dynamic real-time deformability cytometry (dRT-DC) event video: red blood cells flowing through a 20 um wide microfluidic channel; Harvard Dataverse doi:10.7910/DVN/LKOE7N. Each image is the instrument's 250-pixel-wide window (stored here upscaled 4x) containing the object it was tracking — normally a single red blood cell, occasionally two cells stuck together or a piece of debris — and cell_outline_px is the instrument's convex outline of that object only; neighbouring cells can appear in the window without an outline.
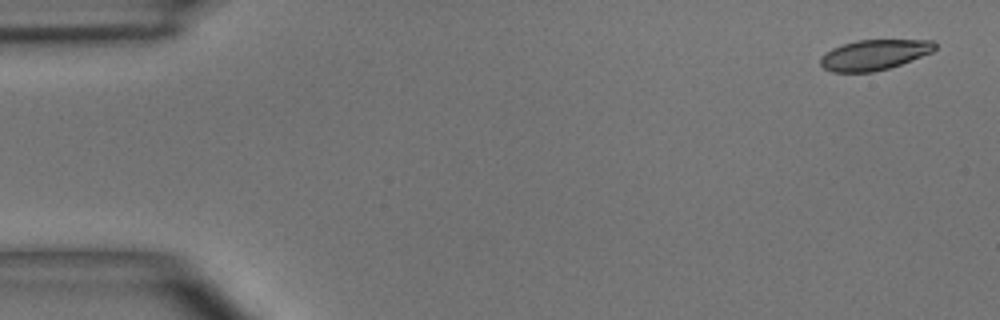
{"species": "common noctule bat (a hibernating species)", "species_latin": "Nyctalus noctula", "temperature_condition": "room temperature", "stored_images_in_passage": 4, "camera_frame_rate_fps": 3000, "um_per_image_px": 0.085, "animal": {"sex": "male", "body_mass_g": 15.6}, "frame": {"image": 1, "passage_image": 1, "time_ms": 0.0, "image_size_px": [1000, 320], "cell_outline_px": [[936, 48], [932, 52], [900, 64], [888, 68], [872, 72], [832, 72], [824, 68], [820, 64], [820, 56], [832, 48], [856, 40], [932, 40], [936, 44]], "centroid_in_image_um": [74.28, 4.66], "position_along_channel_um": 10.7, "area_um2": 20.11}}
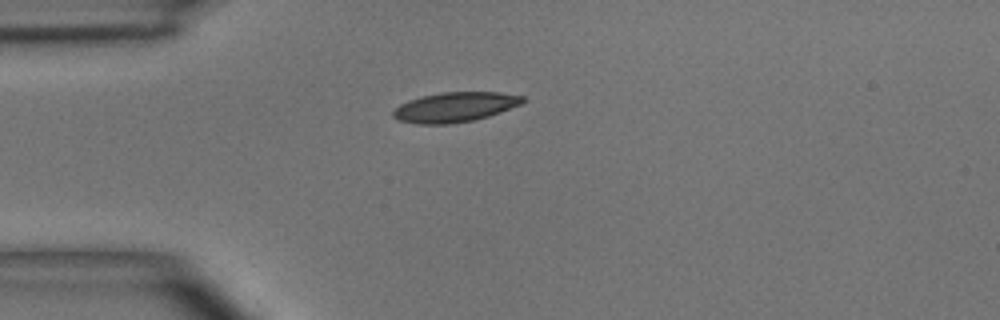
{"frame": {"image": 2, "passage_image": 4, "time_ms": 3.667, "image_size_px": [1000, 320], "cell_outline_px": [[524, 100], [520, 104], [500, 112], [476, 120], [452, 124], [416, 124], [400, 120], [392, 116], [392, 112], [400, 104], [408, 100], [440, 92], [500, 92], [524, 96]], "centroid_in_image_um": [38.66, 9.11], "position_along_channel_um": 46.3, "area_um2": 22.48}}